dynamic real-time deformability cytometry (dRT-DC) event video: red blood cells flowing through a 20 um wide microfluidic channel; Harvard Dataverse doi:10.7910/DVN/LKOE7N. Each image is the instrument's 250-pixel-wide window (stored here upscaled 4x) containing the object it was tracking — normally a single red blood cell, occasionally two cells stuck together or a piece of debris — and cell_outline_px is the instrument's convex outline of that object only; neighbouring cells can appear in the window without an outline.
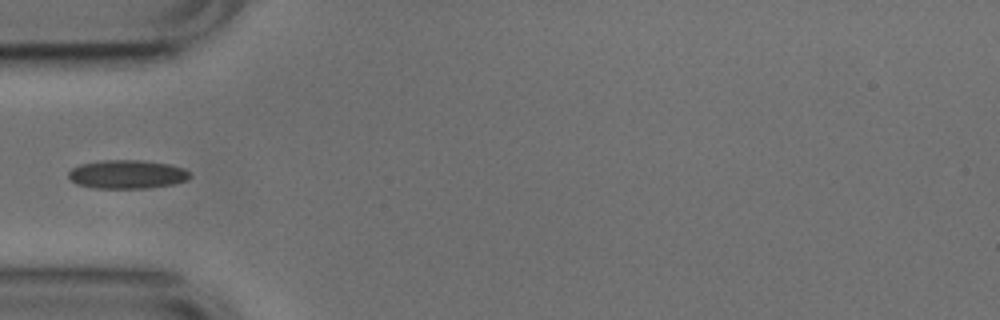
{"species": "common noctule bat (a hibernating species)", "species_latin": "Nyctalus noctula", "temperature_condition": "cold", "stored_images_in_passage": 37, "camera_frame_rate_fps": 3000, "um_per_image_px": 0.085, "animal": {"sex": "male", "body_mass_g": 17.9, "forearm_length_mm": 54.2}, "frame": {"image": 1, "passage_image": 1, "time_ms": 0.0, "image_size_px": [1000, 320], "cell_outline_px": [[192, 176], [188, 180], [172, 184], [144, 188], [96, 188], [76, 184], [68, 176], [68, 172], [72, 168], [80, 164], [100, 160], [140, 160], [172, 164], [184, 168]], "centroid_in_image_um": [10.81, 14.8], "position_along_channel_um": 74.2, "area_um2": 20.35}}
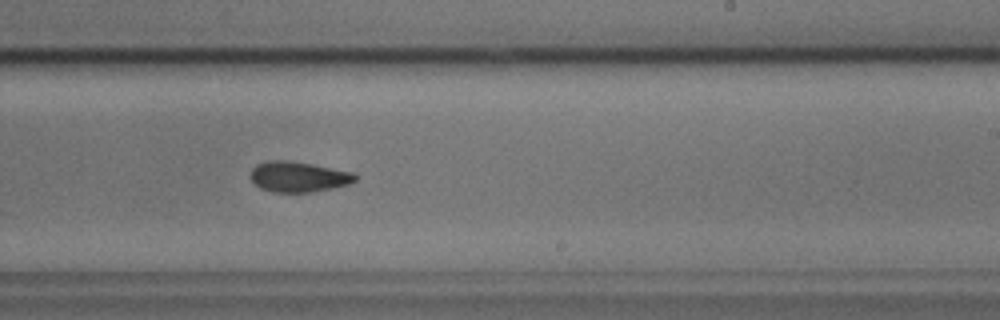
{"frame": {"image": 2, "passage_image": 16, "time_ms": 5.0, "image_size_px": [1000, 320], "cell_outline_px": [[356, 180], [348, 184], [332, 188], [308, 192], [272, 192], [260, 188], [252, 180], [252, 168], [256, 164], [268, 160], [288, 160], [312, 164], [356, 172]], "centroid_in_image_um": [25.38, 15.01], "position_along_channel_um": 263.6, "area_um2": 18.55}}
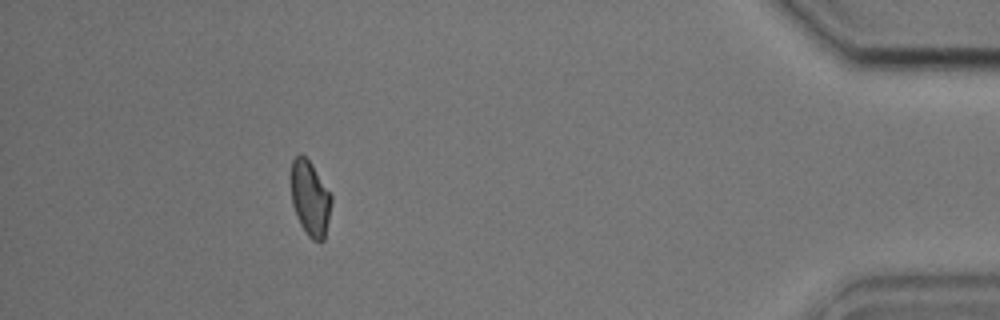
{"frame": {"image": 3, "passage_image": 32, "time_ms": 10.333, "image_size_px": [1000, 320], "cell_outline_px": [[332, 200], [324, 240], [312, 240], [308, 236], [300, 224], [296, 216], [292, 204], [292, 160], [300, 152], [312, 164], [332, 196]], "centroid_in_image_um": [26.36, 16.86], "position_along_channel_um": 408.8, "area_um2": 17.4}}